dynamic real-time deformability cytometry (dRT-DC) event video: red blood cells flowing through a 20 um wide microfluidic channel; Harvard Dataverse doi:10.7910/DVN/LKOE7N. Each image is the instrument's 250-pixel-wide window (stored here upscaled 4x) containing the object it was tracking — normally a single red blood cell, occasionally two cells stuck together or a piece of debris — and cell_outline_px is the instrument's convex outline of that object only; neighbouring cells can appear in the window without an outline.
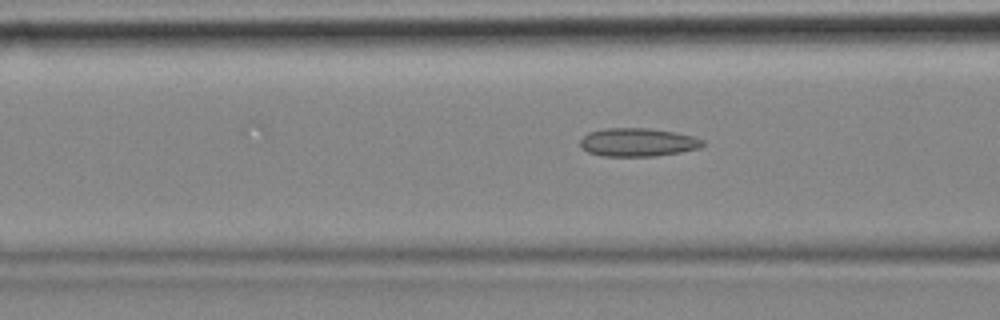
{"species": "common noctule bat (a hibernating species)", "species_latin": "Nyctalus noctula", "temperature_condition": "cold", "stored_images_in_passage": 55, "camera_frame_rate_fps": 3000, "um_per_image_px": 0.085, "animal": {"sex": "female", "body_mass_g": 18.4}, "frame": {"image": 1, "passage_image": 21, "time_ms": 6.667, "image_size_px": [1000, 320], "cell_outline_px": [[704, 144], [700, 148], [680, 152], [656, 156], [600, 156], [588, 152], [580, 144], [580, 140], [588, 132], [604, 128], [648, 128], [676, 132], [692, 136], [704, 140]], "centroid_in_image_um": [54.21, 12.09], "position_along_channel_um": 112.4, "area_um2": 20.29}}
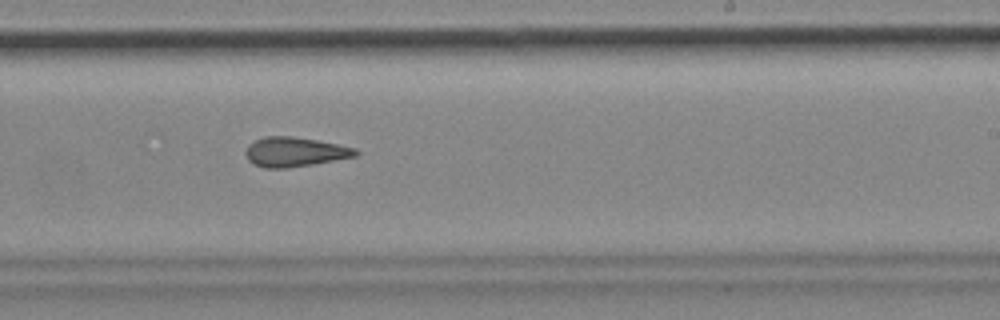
{"frame": {"image": 2, "passage_image": 34, "time_ms": 11.0, "image_size_px": [1000, 320], "cell_outline_px": [[360, 152], [356, 156], [312, 164], [288, 168], [264, 168], [252, 164], [248, 160], [244, 152], [248, 144], [264, 136], [292, 136], [316, 140], [356, 148]], "centroid_in_image_um": [25.01, 12.91], "position_along_channel_um": 264.0, "area_um2": 18.96}}
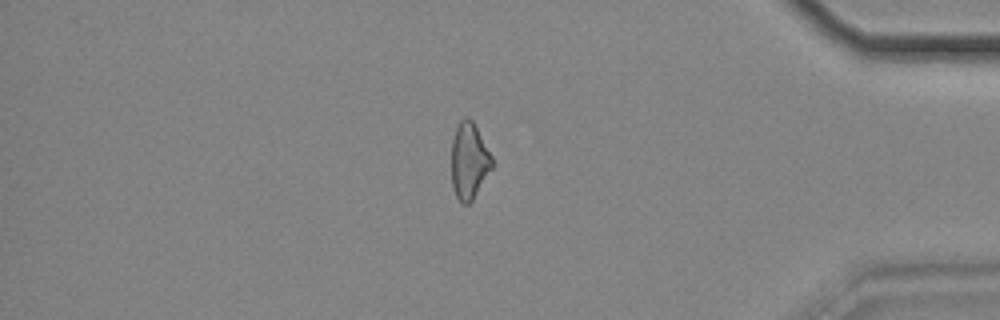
{"frame": {"image": 3, "passage_image": 48, "time_ms": 15.667, "image_size_px": [1000, 320], "cell_outline_px": [[496, 164], [472, 200], [468, 204], [464, 204], [456, 196], [452, 184], [452, 140], [456, 128], [460, 120], [464, 116], [468, 116], [472, 120], [492, 156]], "centroid_in_image_um": [39.9, 13.66], "position_along_channel_um": 395.3, "area_um2": 18.15}}